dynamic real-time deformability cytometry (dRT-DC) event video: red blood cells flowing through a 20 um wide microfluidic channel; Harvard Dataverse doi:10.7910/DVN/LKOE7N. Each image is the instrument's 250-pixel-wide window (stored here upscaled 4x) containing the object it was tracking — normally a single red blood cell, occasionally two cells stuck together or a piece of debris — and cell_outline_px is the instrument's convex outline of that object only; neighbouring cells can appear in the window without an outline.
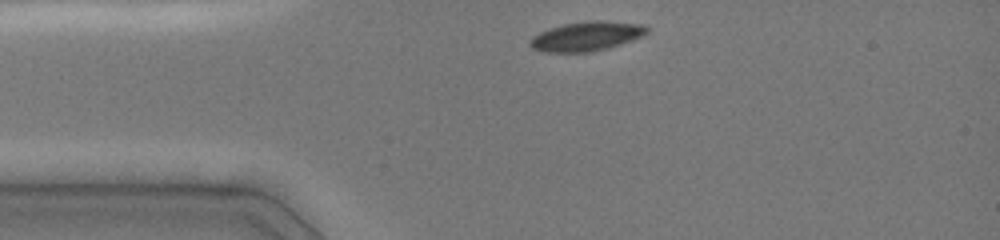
{"species": "common noctule bat (a hibernating species)", "species_latin": "Nyctalus noctula", "temperature_condition": "cold", "stored_images_in_passage": 27, "camera_frame_rate_fps": 3000, "um_per_image_px": 0.085, "animal": {"sex": "female", "body_mass_g": 19.0, "forearm_length_mm": 51.5}, "frame": {"image": 1, "passage_image": 1, "time_ms": 0.0, "image_size_px": [1000, 240], "cell_outline_px": [[648, 32], [632, 40], [608, 48], [588, 52], [544, 52], [532, 48], [528, 44], [528, 40], [532, 36], [540, 32], [564, 24], [588, 20], [600, 20], [640, 24], [648, 28]], "centroid_in_image_um": [49.81, 3.08], "position_along_channel_um": 35.2, "area_um2": 19.88}}
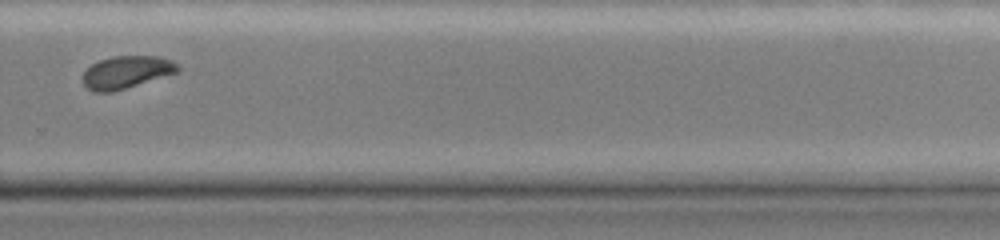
{"frame": {"image": 2, "passage_image": 23, "time_ms": 7.667, "image_size_px": [1000, 240], "cell_outline_px": [[180, 68], [176, 72], [112, 92], [96, 92], [88, 88], [84, 84], [84, 72], [92, 64], [100, 60], [112, 56], [160, 56], [172, 60]], "centroid_in_image_um": [10.74, 6.12], "position_along_channel_um": 319.1, "area_um2": 17.57}}
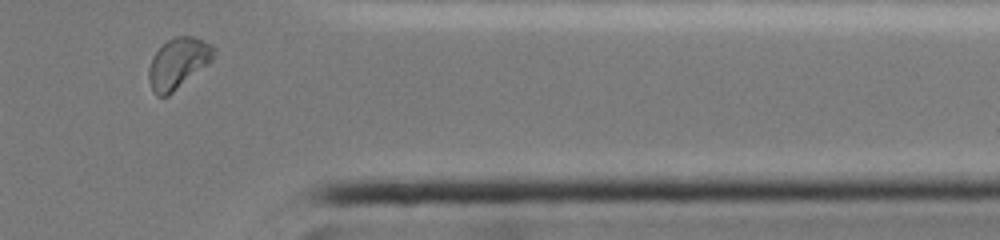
{"frame": {"image": 3, "passage_image": 26, "time_ms": 9.667, "image_size_px": [1000, 240], "cell_outline_px": [[216, 52], [212, 60], [168, 96], [156, 96], [152, 92], [148, 80], [148, 68], [152, 56], [168, 40], [176, 36], [192, 36], [212, 44], [216, 48]], "centroid_in_image_um": [15.12, 5.38], "position_along_channel_um": 396.3, "area_um2": 19.13}, "authors_computed_cell_mechanics": {"area_um2": 19.941, "velocity_mm_per_s": 4.0412, "shape_relaxation_time_tau1_ms": 3.3319, "shape_relaxation_time_tau2_ms": 1.3454, "deformation_change_tau1": 0.1111, "deformation_change_tau2": 0.0366}}